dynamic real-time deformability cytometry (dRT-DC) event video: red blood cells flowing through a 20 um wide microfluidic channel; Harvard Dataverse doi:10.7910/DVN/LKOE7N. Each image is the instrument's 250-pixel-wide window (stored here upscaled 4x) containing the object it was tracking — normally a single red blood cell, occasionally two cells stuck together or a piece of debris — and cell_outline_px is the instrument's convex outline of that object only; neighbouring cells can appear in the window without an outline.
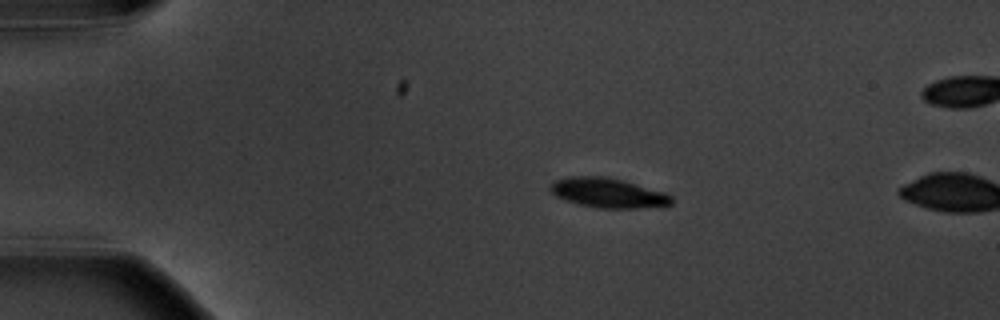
{"species": "common noctule bat (a hibernating species)", "species_latin": "Nyctalus noctula", "temperature_condition": "warm", "stored_images_in_passage": 4, "camera_frame_rate_fps": 3000, "um_per_image_px": 0.085, "animal": {"sex": "male", "body_mass_g": 20.1, "forearm_length_mm": 53.5}, "frame": {"image": 1, "passage_image": 3, "time_ms": 2.333, "image_size_px": [1000, 320], "cell_outline_px": [[672, 204], [636, 208], [596, 208], [564, 200], [556, 196], [548, 188], [556, 180], [568, 176], [604, 176], [624, 180], [664, 192], [672, 196]], "centroid_in_image_um": [51.66, 16.38], "position_along_channel_um": 33.3, "area_um2": 20.87}}